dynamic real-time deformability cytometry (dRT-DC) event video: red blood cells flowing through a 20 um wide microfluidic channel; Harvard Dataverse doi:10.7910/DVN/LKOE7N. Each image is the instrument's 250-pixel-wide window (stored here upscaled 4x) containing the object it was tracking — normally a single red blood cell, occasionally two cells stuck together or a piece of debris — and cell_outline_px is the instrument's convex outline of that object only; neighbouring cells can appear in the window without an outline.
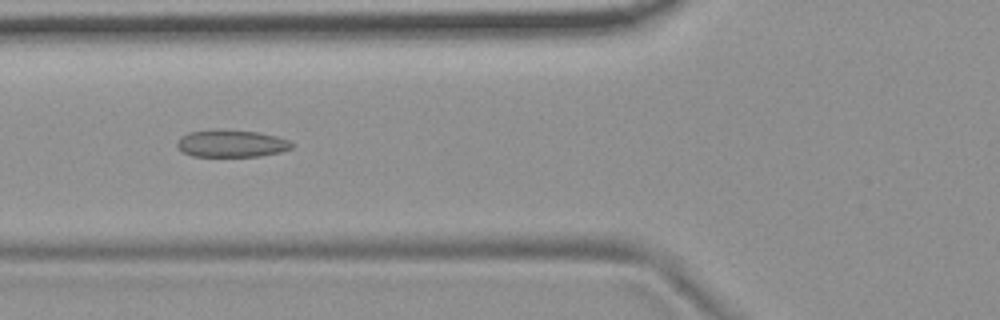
{"species": "common noctule bat (a hibernating species)", "species_latin": "Nyctalus noctula", "temperature_condition": "room temperature", "stored_images_in_passage": 7, "camera_frame_rate_fps": 3000, "um_per_image_px": 0.085, "animal": {"sex": "female", "body_mass_g": 19.9}, "frame": {"image": 1, "passage_image": 6, "time_ms": 1.667, "image_size_px": [1000, 320], "cell_outline_px": [[296, 144], [292, 148], [280, 152], [260, 156], [192, 156], [184, 152], [176, 144], [176, 140], [180, 136], [188, 132], [260, 132], [276, 136], [288, 140]], "centroid_in_image_um": [19.72, 12.24], "position_along_channel_um": 106.1, "area_um2": 17.51}}
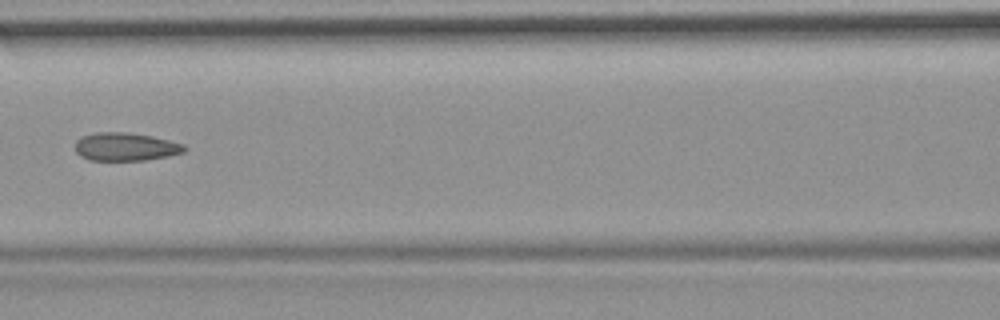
{"frame": {"image": 2, "passage_image": 7, "time_ms": 2.0, "image_size_px": [1000, 320], "cell_outline_px": [[188, 148], [184, 152], [168, 156], [144, 160], [88, 160], [80, 156], [76, 152], [76, 140], [84, 136], [96, 132], [124, 132], [152, 136], [184, 144]], "centroid_in_image_um": [10.68, 12.48], "position_along_channel_um": 155.9, "area_um2": 17.86}}